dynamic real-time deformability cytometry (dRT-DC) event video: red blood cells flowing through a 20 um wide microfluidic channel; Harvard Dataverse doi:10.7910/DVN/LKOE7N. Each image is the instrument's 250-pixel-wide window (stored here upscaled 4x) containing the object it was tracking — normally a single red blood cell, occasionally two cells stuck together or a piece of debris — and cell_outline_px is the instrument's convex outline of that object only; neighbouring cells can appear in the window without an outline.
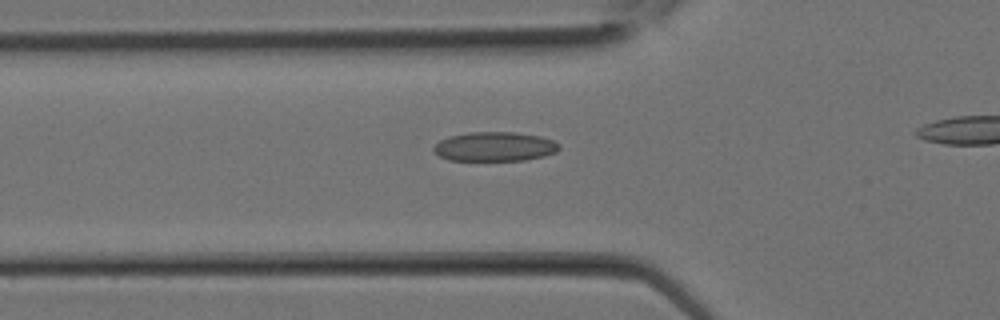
{"species": "Egyptian fruit bat (a non-hibernating species)", "species_latin": "Rousettus aegyptiacus", "temperature_condition": "room temperature", "stored_images_in_passage": 10, "segment_of_instrument_passage": [1, 2], "camera_frame_rate_fps": 3000, "um_per_image_px": 0.085, "animal": {"sex": "female"}, "frame": {"image": 1, "passage_image": 7, "time_ms": 2.0, "image_size_px": [1000, 320], "cell_outline_px": [[560, 148], [556, 152], [544, 156], [524, 160], [448, 160], [432, 152], [432, 148], [440, 140], [448, 136], [468, 132], [516, 132], [540, 136], [552, 140], [560, 144]], "centroid_in_image_um": [42.03, 12.45], "position_along_channel_um": 83.8, "area_um2": 21.56}}
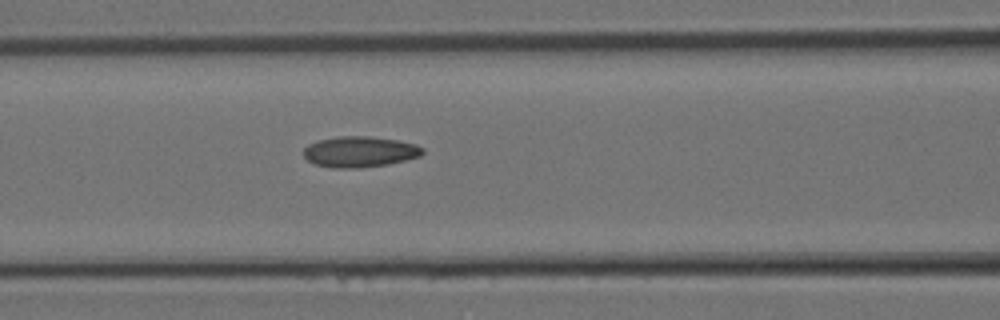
{"frame": {"image": 2, "passage_image": 9, "time_ms": 2.667, "image_size_px": [1000, 320], "cell_outline_px": [[424, 152], [420, 156], [388, 164], [356, 168], [332, 168], [312, 164], [304, 156], [304, 148], [308, 144], [320, 140], [340, 136], [368, 136], [396, 140], [416, 144], [424, 148]], "centroid_in_image_um": [30.56, 12.9], "position_along_channel_um": 136.0, "area_um2": 21.33}}